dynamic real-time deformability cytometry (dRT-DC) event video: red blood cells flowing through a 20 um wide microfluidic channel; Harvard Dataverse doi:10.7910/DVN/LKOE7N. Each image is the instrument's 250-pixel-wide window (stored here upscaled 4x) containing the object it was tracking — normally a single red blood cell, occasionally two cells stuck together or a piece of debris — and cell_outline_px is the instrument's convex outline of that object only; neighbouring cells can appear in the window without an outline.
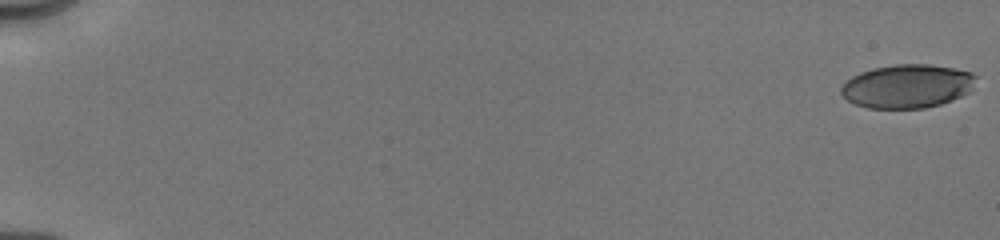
{"species": "human", "species_latin": "Homo sapiens", "temperature_condition": "cold", "stored_images_in_passage": 36, "camera_frame_rate_fps": 3000, "um_per_image_px": 0.085, "donor": {"sex": "male"}, "frame": {"image": 1, "passage_image": 1, "time_ms": 0.0, "image_size_px": [1000, 240], "cell_outline_px": [[976, 76], [972, 88], [968, 92], [952, 100], [940, 104], [924, 108], [868, 108], [856, 104], [848, 100], [840, 92], [840, 88], [852, 76], [860, 72], [872, 68], [896, 64], [928, 64], [952, 68], [972, 72]], "centroid_in_image_um": [77.11, 7.32], "position_along_channel_um": 7.9, "area_um2": 34.1}}
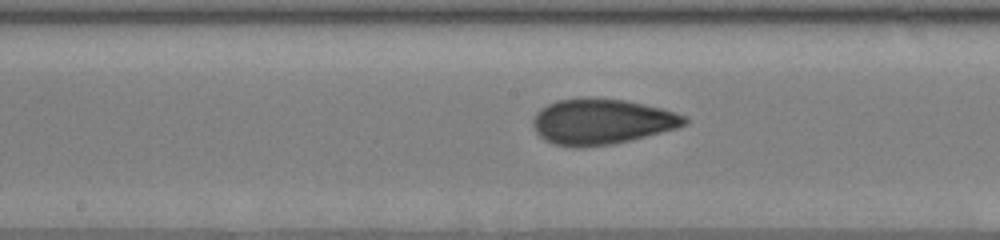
{"frame": {"image": 2, "passage_image": 21, "time_ms": 9.667, "image_size_px": [1000, 240], "cell_outline_px": [[688, 124], [676, 128], [612, 144], [556, 144], [544, 140], [536, 132], [532, 124], [532, 120], [536, 112], [540, 108], [556, 100], [624, 100], [644, 104], [660, 108], [688, 116]], "centroid_in_image_um": [51.17, 10.32], "position_along_channel_um": 197.0, "area_um2": 38.61}}
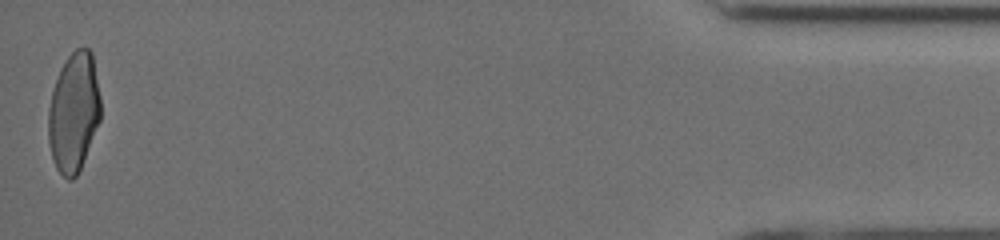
{"frame": {"image": 3, "passage_image": 36, "time_ms": 17.333, "image_size_px": [1000, 240], "cell_outline_px": [[100, 120], [80, 168], [76, 176], [72, 180], [68, 180], [56, 168], [52, 156], [48, 140], [48, 108], [52, 92], [60, 68], [68, 56], [76, 48], [88, 48], [92, 52], [100, 96]], "centroid_in_image_um": [6.26, 9.53], "position_along_channel_um": 428.9, "area_um2": 36.18}, "authors_computed_cell_mechanics": {"area_um2": 37.859, "velocity_mm_per_s": 4.0297, "shape_relaxation_time_tau1_ms": 6.0563, "shape_relaxation_time_tau2_ms": 1.0987, "deformation_change_tau1": 0.18, "deformation_change_tau2": 0.0648}}